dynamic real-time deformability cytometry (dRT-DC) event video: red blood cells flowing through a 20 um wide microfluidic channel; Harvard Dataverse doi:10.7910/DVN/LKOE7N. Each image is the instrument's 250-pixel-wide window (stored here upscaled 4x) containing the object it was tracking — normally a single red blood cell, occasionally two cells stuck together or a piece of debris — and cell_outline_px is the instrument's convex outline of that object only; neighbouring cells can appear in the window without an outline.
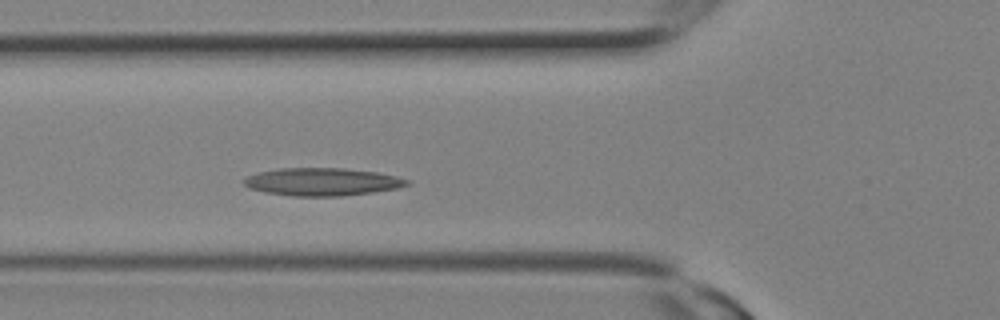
{"species": "Egyptian fruit bat (a non-hibernating species)", "species_latin": "Rousettus aegyptiacus", "temperature_condition": "room temperature", "stored_images_in_passage": 6, "camera_frame_rate_fps": 3000, "um_per_image_px": 0.085, "animal": {"sex": "female"}, "frame": {"image": 1, "passage_image": 6, "time_ms": 1.667, "image_size_px": [1000, 320], "cell_outline_px": [[412, 184], [400, 188], [372, 192], [340, 196], [292, 196], [264, 192], [248, 188], [244, 184], [244, 180], [248, 176], [260, 172], [280, 168], [340, 168], [376, 172], [396, 176], [412, 180]], "centroid_in_image_um": [27.44, 15.46], "position_along_channel_um": 98.4, "area_um2": 26.41}}